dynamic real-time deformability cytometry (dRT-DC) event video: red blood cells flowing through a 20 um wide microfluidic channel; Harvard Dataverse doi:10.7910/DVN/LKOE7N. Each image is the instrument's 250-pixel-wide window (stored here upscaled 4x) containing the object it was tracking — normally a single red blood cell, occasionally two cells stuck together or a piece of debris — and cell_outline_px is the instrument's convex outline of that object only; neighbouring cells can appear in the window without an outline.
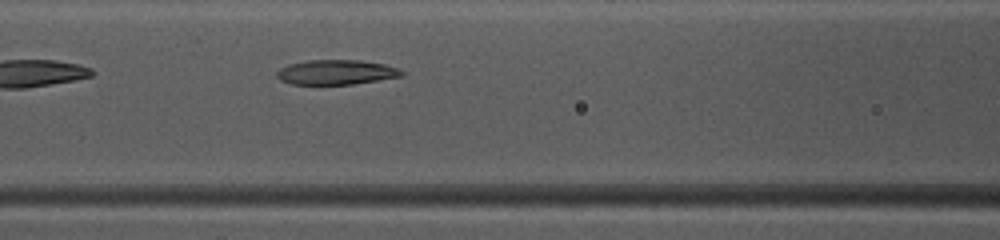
{"species": "common noctule bat (a hibernating species)", "species_latin": "Nyctalus noctula", "temperature_condition": "warm", "stored_images_in_passage": 29, "camera_frame_rate_fps": 3000, "um_per_image_px": 0.085, "animal": {"sex": "female", "body_mass_g": 10.0, "forearm_length_mm": 53.1}, "frame": {"image": 1, "passage_image": 8, "time_ms": 2.333, "image_size_px": [1000, 240], "cell_outline_px": [[404, 76], [352, 84], [292, 84], [280, 80], [276, 76], [276, 72], [280, 68], [288, 64], [308, 60], [360, 60], [384, 64], [400, 68], [404, 72]], "centroid_in_image_um": [28.59, 6.13], "position_along_channel_um": 138.0, "area_um2": 18.09}}
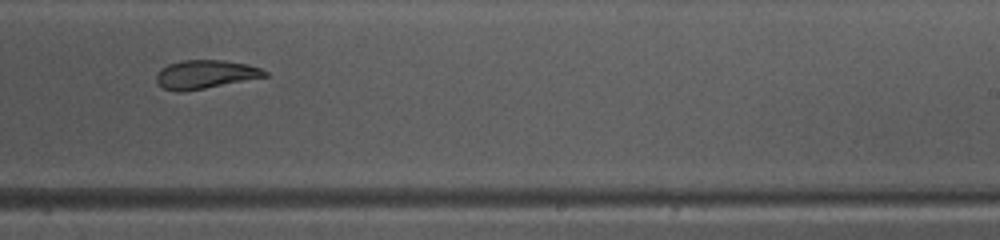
{"frame": {"image": 2, "passage_image": 18, "time_ms": 5.667, "image_size_px": [1000, 240], "cell_outline_px": [[268, 76], [204, 88], [180, 92], [176, 92], [164, 88], [156, 80], [156, 72], [160, 68], [168, 64], [180, 60], [224, 60], [248, 64], [260, 68], [268, 72]], "centroid_in_image_um": [17.43, 6.31], "position_along_channel_um": 271.6, "area_um2": 18.03}}
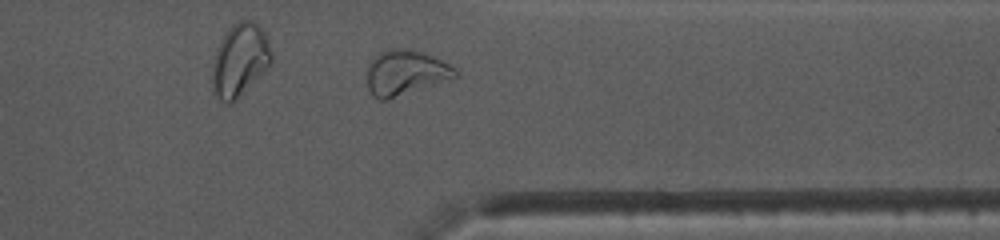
{"frame": {"image": 3, "passage_image": 26, "time_ms": 8.333, "image_size_px": [1000, 240], "cell_outline_px": [[460, 76], [388, 100], [380, 100], [372, 96], [368, 88], [368, 64], [380, 52], [392, 48], [412, 48], [424, 52], [456, 68], [460, 72]], "centroid_in_image_um": [34.49, 6.18], "position_along_channel_um": 376.9, "area_um2": 23.35}, "authors_computed_cell_mechanics": {"area_um2": 18.6116, "velocity_mm_per_s": 4.0058, "shape_relaxation_time_tau1_ms": 6.8025, "shape_relaxation_time_tau2_ms": 3.0759, "deformation_change_tau1": 0.2044, "deformation_change_tau2": 0.0696}}